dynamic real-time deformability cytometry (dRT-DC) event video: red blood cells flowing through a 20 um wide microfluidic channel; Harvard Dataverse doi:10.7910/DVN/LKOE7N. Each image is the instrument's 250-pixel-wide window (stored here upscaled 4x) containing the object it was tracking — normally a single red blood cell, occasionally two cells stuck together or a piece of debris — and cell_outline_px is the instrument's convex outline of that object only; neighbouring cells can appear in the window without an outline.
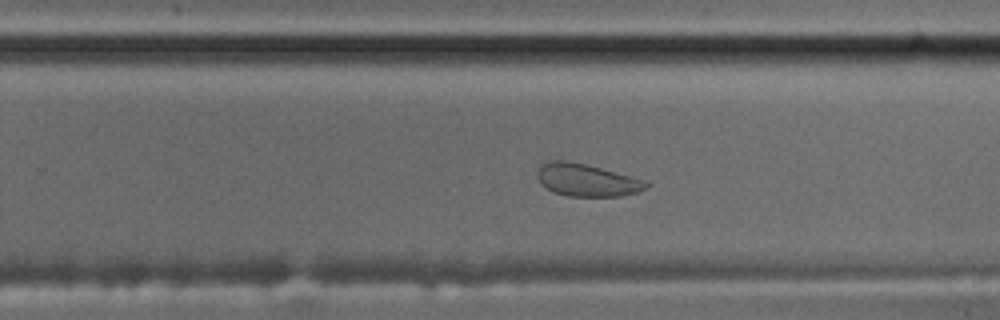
{"species": "common noctule bat (a hibernating species)", "species_latin": "Nyctalus noctula", "temperature_condition": "cold", "stored_images_in_passage": 50, "camera_frame_rate_fps": 3000, "um_per_image_px": 0.085, "animal": {"sex": "male", "body_mass_g": 17.5, "forearm_length_mm": 52.3}, "frame": {"image": 1, "passage_image": 29, "time_ms": 9.333, "image_size_px": [1000, 320], "cell_outline_px": [[652, 184], [648, 188], [636, 192], [620, 196], [568, 196], [552, 192], [540, 184], [536, 176], [536, 172], [540, 164], [544, 160], [568, 160], [588, 164], [628, 176]], "centroid_in_image_um": [49.77, 15.29], "position_along_channel_um": 280.0, "area_um2": 20.81}, "authors_computed_cell_mechanics": {"area_um2": 21.9062, "velocity_mm_per_s": 3.5097, "shape_relaxation_time_tau1_ms": null, "shape_relaxation_time_tau2_ms": 1.6033, "deformation_change_tau1": null, "deformation_change_tau2": 0.0556}}